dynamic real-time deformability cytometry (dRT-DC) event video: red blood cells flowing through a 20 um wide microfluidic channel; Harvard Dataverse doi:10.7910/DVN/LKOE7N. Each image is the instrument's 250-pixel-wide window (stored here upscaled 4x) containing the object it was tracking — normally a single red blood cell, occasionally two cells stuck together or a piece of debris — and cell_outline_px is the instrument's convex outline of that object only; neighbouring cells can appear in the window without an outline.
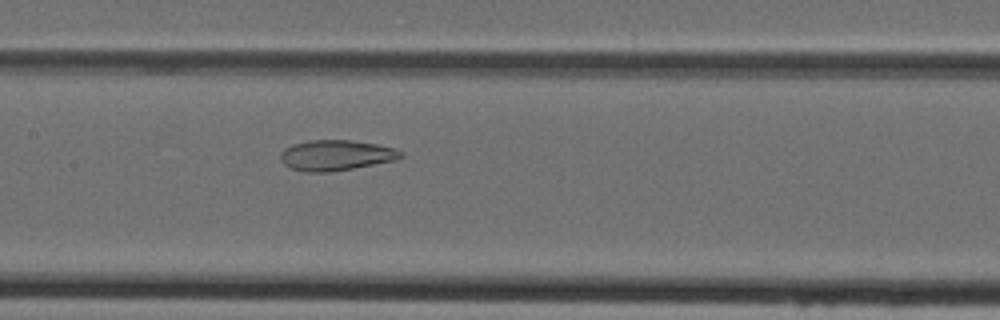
{"species": "Egyptian fruit bat (a non-hibernating species)", "species_latin": "Rousettus aegyptiacus", "temperature_condition": "cold", "stored_images_in_passage": 48, "camera_frame_rate_fps": 3000, "um_per_image_px": 0.085, "animal": {"sex": "female"}, "frame": {"image": 1, "passage_image": 24, "time_ms": 7.667, "image_size_px": [1000, 320], "cell_outline_px": [[404, 156], [396, 160], [352, 168], [328, 172], [304, 172], [292, 168], [284, 164], [280, 160], [280, 152], [284, 148], [292, 144], [308, 140], [352, 140], [376, 144], [392, 148], [404, 152]], "centroid_in_image_um": [28.53, 13.19], "position_along_channel_um": 178.9, "area_um2": 21.39}}
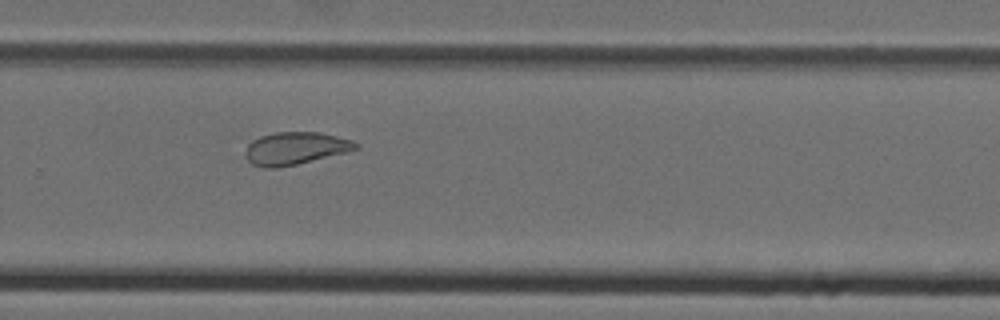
{"frame": {"image": 2, "passage_image": 33, "time_ms": 10.667, "image_size_px": [1000, 320], "cell_outline_px": [[360, 148], [348, 152], [296, 164], [276, 168], [264, 168], [252, 164], [244, 156], [244, 152], [248, 144], [252, 140], [260, 136], [276, 132], [320, 132], [352, 140], [360, 144]], "centroid_in_image_um": [25.1, 12.61], "position_along_channel_um": 304.7, "area_um2": 21.1}}
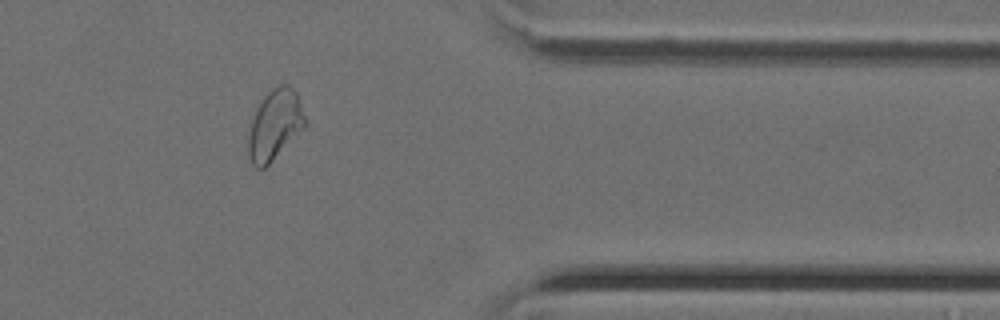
{"frame": {"image": 3, "passage_image": 40, "time_ms": 13.0, "image_size_px": [1000, 320], "cell_outline_px": [[308, 120], [304, 128], [264, 168], [256, 168], [252, 164], [248, 156], [248, 136], [252, 120], [264, 96], [272, 88], [280, 84], [288, 84], [296, 92]], "centroid_in_image_um": [23.38, 10.6], "position_along_channel_um": 388.0, "area_um2": 23.0}}